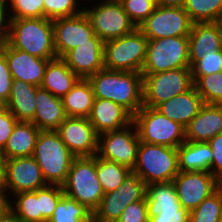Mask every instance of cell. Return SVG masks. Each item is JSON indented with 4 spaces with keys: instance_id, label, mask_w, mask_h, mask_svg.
I'll use <instances>...</instances> for the list:
<instances>
[{
    "instance_id": "6da1fadb",
    "label": "cell",
    "mask_w": 222,
    "mask_h": 222,
    "mask_svg": "<svg viewBox=\"0 0 222 222\" xmlns=\"http://www.w3.org/2000/svg\"><path fill=\"white\" fill-rule=\"evenodd\" d=\"M87 79L95 98L111 100L133 116L143 106V76L139 72L103 68Z\"/></svg>"
},
{
    "instance_id": "7a4b0ae2",
    "label": "cell",
    "mask_w": 222,
    "mask_h": 222,
    "mask_svg": "<svg viewBox=\"0 0 222 222\" xmlns=\"http://www.w3.org/2000/svg\"><path fill=\"white\" fill-rule=\"evenodd\" d=\"M6 42L38 58L52 60L57 57L52 20L45 17L12 19Z\"/></svg>"
},
{
    "instance_id": "3957f363",
    "label": "cell",
    "mask_w": 222,
    "mask_h": 222,
    "mask_svg": "<svg viewBox=\"0 0 222 222\" xmlns=\"http://www.w3.org/2000/svg\"><path fill=\"white\" fill-rule=\"evenodd\" d=\"M47 184L62 186L75 156L61 140L57 131H40L34 153Z\"/></svg>"
},
{
    "instance_id": "277c9868",
    "label": "cell",
    "mask_w": 222,
    "mask_h": 222,
    "mask_svg": "<svg viewBox=\"0 0 222 222\" xmlns=\"http://www.w3.org/2000/svg\"><path fill=\"white\" fill-rule=\"evenodd\" d=\"M132 170L146 185L173 181L180 172L177 148L140 141Z\"/></svg>"
},
{
    "instance_id": "5b68a950",
    "label": "cell",
    "mask_w": 222,
    "mask_h": 222,
    "mask_svg": "<svg viewBox=\"0 0 222 222\" xmlns=\"http://www.w3.org/2000/svg\"><path fill=\"white\" fill-rule=\"evenodd\" d=\"M62 188L66 196L93 212L105 194L96 174L95 156L75 157Z\"/></svg>"
},
{
    "instance_id": "8992f818",
    "label": "cell",
    "mask_w": 222,
    "mask_h": 222,
    "mask_svg": "<svg viewBox=\"0 0 222 222\" xmlns=\"http://www.w3.org/2000/svg\"><path fill=\"white\" fill-rule=\"evenodd\" d=\"M139 139L149 144L178 148L185 142L186 128L156 108L142 106L133 116Z\"/></svg>"
},
{
    "instance_id": "52a82bcc",
    "label": "cell",
    "mask_w": 222,
    "mask_h": 222,
    "mask_svg": "<svg viewBox=\"0 0 222 222\" xmlns=\"http://www.w3.org/2000/svg\"><path fill=\"white\" fill-rule=\"evenodd\" d=\"M148 38L136 28L132 33L104 42V67L108 70L141 73Z\"/></svg>"
},
{
    "instance_id": "ba28073f",
    "label": "cell",
    "mask_w": 222,
    "mask_h": 222,
    "mask_svg": "<svg viewBox=\"0 0 222 222\" xmlns=\"http://www.w3.org/2000/svg\"><path fill=\"white\" fill-rule=\"evenodd\" d=\"M63 195L62 186L48 184L36 191L11 196L9 210L20 222H48Z\"/></svg>"
},
{
    "instance_id": "9c48e42d",
    "label": "cell",
    "mask_w": 222,
    "mask_h": 222,
    "mask_svg": "<svg viewBox=\"0 0 222 222\" xmlns=\"http://www.w3.org/2000/svg\"><path fill=\"white\" fill-rule=\"evenodd\" d=\"M188 36L149 39L141 74L190 67Z\"/></svg>"
},
{
    "instance_id": "30bf717a",
    "label": "cell",
    "mask_w": 222,
    "mask_h": 222,
    "mask_svg": "<svg viewBox=\"0 0 222 222\" xmlns=\"http://www.w3.org/2000/svg\"><path fill=\"white\" fill-rule=\"evenodd\" d=\"M85 1L88 3L84 2L83 11L91 22L94 34L104 42L130 34L137 28L123 9L122 4L106 0Z\"/></svg>"
},
{
    "instance_id": "8fae6325",
    "label": "cell",
    "mask_w": 222,
    "mask_h": 222,
    "mask_svg": "<svg viewBox=\"0 0 222 222\" xmlns=\"http://www.w3.org/2000/svg\"><path fill=\"white\" fill-rule=\"evenodd\" d=\"M143 76V106L156 108L194 86L190 67Z\"/></svg>"
},
{
    "instance_id": "7c38bea8",
    "label": "cell",
    "mask_w": 222,
    "mask_h": 222,
    "mask_svg": "<svg viewBox=\"0 0 222 222\" xmlns=\"http://www.w3.org/2000/svg\"><path fill=\"white\" fill-rule=\"evenodd\" d=\"M146 188L147 185L138 174L130 170L118 189L103 195L93 211V222H116L130 203L146 197Z\"/></svg>"
},
{
    "instance_id": "4fadbf2b",
    "label": "cell",
    "mask_w": 222,
    "mask_h": 222,
    "mask_svg": "<svg viewBox=\"0 0 222 222\" xmlns=\"http://www.w3.org/2000/svg\"><path fill=\"white\" fill-rule=\"evenodd\" d=\"M139 135L134 123L116 130L98 135L97 156L133 169L139 148Z\"/></svg>"
},
{
    "instance_id": "5bb4252c",
    "label": "cell",
    "mask_w": 222,
    "mask_h": 222,
    "mask_svg": "<svg viewBox=\"0 0 222 222\" xmlns=\"http://www.w3.org/2000/svg\"><path fill=\"white\" fill-rule=\"evenodd\" d=\"M193 22L183 7L156 6L138 29L148 39L189 36Z\"/></svg>"
},
{
    "instance_id": "9a60e30c",
    "label": "cell",
    "mask_w": 222,
    "mask_h": 222,
    "mask_svg": "<svg viewBox=\"0 0 222 222\" xmlns=\"http://www.w3.org/2000/svg\"><path fill=\"white\" fill-rule=\"evenodd\" d=\"M46 185L48 184L33 156L6 159L4 194L8 198L20 192L36 191Z\"/></svg>"
},
{
    "instance_id": "2e32d148",
    "label": "cell",
    "mask_w": 222,
    "mask_h": 222,
    "mask_svg": "<svg viewBox=\"0 0 222 222\" xmlns=\"http://www.w3.org/2000/svg\"><path fill=\"white\" fill-rule=\"evenodd\" d=\"M172 183L175 186L180 205L189 212L222 186L216 177L205 171H180Z\"/></svg>"
},
{
    "instance_id": "e0dca14e",
    "label": "cell",
    "mask_w": 222,
    "mask_h": 222,
    "mask_svg": "<svg viewBox=\"0 0 222 222\" xmlns=\"http://www.w3.org/2000/svg\"><path fill=\"white\" fill-rule=\"evenodd\" d=\"M52 24L57 58H62L80 44L91 43V38L95 35L84 11L74 16L56 18Z\"/></svg>"
},
{
    "instance_id": "ac0fdd59",
    "label": "cell",
    "mask_w": 222,
    "mask_h": 222,
    "mask_svg": "<svg viewBox=\"0 0 222 222\" xmlns=\"http://www.w3.org/2000/svg\"><path fill=\"white\" fill-rule=\"evenodd\" d=\"M75 157L97 155L98 134L86 117H67L56 130Z\"/></svg>"
},
{
    "instance_id": "d6986e66",
    "label": "cell",
    "mask_w": 222,
    "mask_h": 222,
    "mask_svg": "<svg viewBox=\"0 0 222 222\" xmlns=\"http://www.w3.org/2000/svg\"><path fill=\"white\" fill-rule=\"evenodd\" d=\"M0 51L5 55L13 79L41 87L48 59L32 56L7 42L0 43Z\"/></svg>"
},
{
    "instance_id": "ffe728a7",
    "label": "cell",
    "mask_w": 222,
    "mask_h": 222,
    "mask_svg": "<svg viewBox=\"0 0 222 222\" xmlns=\"http://www.w3.org/2000/svg\"><path fill=\"white\" fill-rule=\"evenodd\" d=\"M62 59L82 79L96 74L104 67V41L97 35L91 43H83L67 52Z\"/></svg>"
},
{
    "instance_id": "44dd1931",
    "label": "cell",
    "mask_w": 222,
    "mask_h": 222,
    "mask_svg": "<svg viewBox=\"0 0 222 222\" xmlns=\"http://www.w3.org/2000/svg\"><path fill=\"white\" fill-rule=\"evenodd\" d=\"M88 118L98 135L123 129L133 123V115L127 109L101 98H95Z\"/></svg>"
},
{
    "instance_id": "7402d4cb",
    "label": "cell",
    "mask_w": 222,
    "mask_h": 222,
    "mask_svg": "<svg viewBox=\"0 0 222 222\" xmlns=\"http://www.w3.org/2000/svg\"><path fill=\"white\" fill-rule=\"evenodd\" d=\"M220 133H222V104H204L186 127L185 141L208 142Z\"/></svg>"
},
{
    "instance_id": "603a6c76",
    "label": "cell",
    "mask_w": 222,
    "mask_h": 222,
    "mask_svg": "<svg viewBox=\"0 0 222 222\" xmlns=\"http://www.w3.org/2000/svg\"><path fill=\"white\" fill-rule=\"evenodd\" d=\"M204 101L193 86L190 90L159 104L156 109L185 128L196 117Z\"/></svg>"
},
{
    "instance_id": "cb8c5ba5",
    "label": "cell",
    "mask_w": 222,
    "mask_h": 222,
    "mask_svg": "<svg viewBox=\"0 0 222 222\" xmlns=\"http://www.w3.org/2000/svg\"><path fill=\"white\" fill-rule=\"evenodd\" d=\"M36 105L32 123L40 131H56L67 118L62 98L41 87L36 89Z\"/></svg>"
},
{
    "instance_id": "d4e9b609",
    "label": "cell",
    "mask_w": 222,
    "mask_h": 222,
    "mask_svg": "<svg viewBox=\"0 0 222 222\" xmlns=\"http://www.w3.org/2000/svg\"><path fill=\"white\" fill-rule=\"evenodd\" d=\"M188 39L190 66L203 54L222 50V34L216 22L193 23Z\"/></svg>"
},
{
    "instance_id": "484cf974",
    "label": "cell",
    "mask_w": 222,
    "mask_h": 222,
    "mask_svg": "<svg viewBox=\"0 0 222 222\" xmlns=\"http://www.w3.org/2000/svg\"><path fill=\"white\" fill-rule=\"evenodd\" d=\"M22 80L13 79L11 93L4 104L18 121L32 122L36 113V89Z\"/></svg>"
},
{
    "instance_id": "4316f807",
    "label": "cell",
    "mask_w": 222,
    "mask_h": 222,
    "mask_svg": "<svg viewBox=\"0 0 222 222\" xmlns=\"http://www.w3.org/2000/svg\"><path fill=\"white\" fill-rule=\"evenodd\" d=\"M79 79L62 58L56 57L48 61L41 88L62 98Z\"/></svg>"
},
{
    "instance_id": "83f0119b",
    "label": "cell",
    "mask_w": 222,
    "mask_h": 222,
    "mask_svg": "<svg viewBox=\"0 0 222 222\" xmlns=\"http://www.w3.org/2000/svg\"><path fill=\"white\" fill-rule=\"evenodd\" d=\"M40 130L32 122L18 121L3 148L5 159L31 157Z\"/></svg>"
},
{
    "instance_id": "f1b7e54d",
    "label": "cell",
    "mask_w": 222,
    "mask_h": 222,
    "mask_svg": "<svg viewBox=\"0 0 222 222\" xmlns=\"http://www.w3.org/2000/svg\"><path fill=\"white\" fill-rule=\"evenodd\" d=\"M179 171L210 172L213 153L208 142L185 141L177 148Z\"/></svg>"
},
{
    "instance_id": "f546056e",
    "label": "cell",
    "mask_w": 222,
    "mask_h": 222,
    "mask_svg": "<svg viewBox=\"0 0 222 222\" xmlns=\"http://www.w3.org/2000/svg\"><path fill=\"white\" fill-rule=\"evenodd\" d=\"M95 95L88 79L80 78L72 89L62 97L67 117H86L92 111Z\"/></svg>"
},
{
    "instance_id": "4dcf8cb0",
    "label": "cell",
    "mask_w": 222,
    "mask_h": 222,
    "mask_svg": "<svg viewBox=\"0 0 222 222\" xmlns=\"http://www.w3.org/2000/svg\"><path fill=\"white\" fill-rule=\"evenodd\" d=\"M145 199L149 219L158 215L161 208L182 207L172 181L148 184Z\"/></svg>"
},
{
    "instance_id": "1f68e13d",
    "label": "cell",
    "mask_w": 222,
    "mask_h": 222,
    "mask_svg": "<svg viewBox=\"0 0 222 222\" xmlns=\"http://www.w3.org/2000/svg\"><path fill=\"white\" fill-rule=\"evenodd\" d=\"M48 222H93V212L64 194Z\"/></svg>"
},
{
    "instance_id": "d6a6232c",
    "label": "cell",
    "mask_w": 222,
    "mask_h": 222,
    "mask_svg": "<svg viewBox=\"0 0 222 222\" xmlns=\"http://www.w3.org/2000/svg\"><path fill=\"white\" fill-rule=\"evenodd\" d=\"M96 174L104 193L118 189L131 170L127 166L102 159L95 155Z\"/></svg>"
},
{
    "instance_id": "836d02e7",
    "label": "cell",
    "mask_w": 222,
    "mask_h": 222,
    "mask_svg": "<svg viewBox=\"0 0 222 222\" xmlns=\"http://www.w3.org/2000/svg\"><path fill=\"white\" fill-rule=\"evenodd\" d=\"M183 8L193 23L216 22L222 13V0H186Z\"/></svg>"
},
{
    "instance_id": "e575fe53",
    "label": "cell",
    "mask_w": 222,
    "mask_h": 222,
    "mask_svg": "<svg viewBox=\"0 0 222 222\" xmlns=\"http://www.w3.org/2000/svg\"><path fill=\"white\" fill-rule=\"evenodd\" d=\"M222 215V186L190 211L189 222H219Z\"/></svg>"
},
{
    "instance_id": "d590c367",
    "label": "cell",
    "mask_w": 222,
    "mask_h": 222,
    "mask_svg": "<svg viewBox=\"0 0 222 222\" xmlns=\"http://www.w3.org/2000/svg\"><path fill=\"white\" fill-rule=\"evenodd\" d=\"M194 86L205 104H222V71L201 76Z\"/></svg>"
},
{
    "instance_id": "8d00e7d4",
    "label": "cell",
    "mask_w": 222,
    "mask_h": 222,
    "mask_svg": "<svg viewBox=\"0 0 222 222\" xmlns=\"http://www.w3.org/2000/svg\"><path fill=\"white\" fill-rule=\"evenodd\" d=\"M44 17L54 20L56 18L70 17L80 14L84 10V0H43ZM81 3V4H80Z\"/></svg>"
},
{
    "instance_id": "74e56055",
    "label": "cell",
    "mask_w": 222,
    "mask_h": 222,
    "mask_svg": "<svg viewBox=\"0 0 222 222\" xmlns=\"http://www.w3.org/2000/svg\"><path fill=\"white\" fill-rule=\"evenodd\" d=\"M11 19L44 18L43 0H9Z\"/></svg>"
},
{
    "instance_id": "f35d334b",
    "label": "cell",
    "mask_w": 222,
    "mask_h": 222,
    "mask_svg": "<svg viewBox=\"0 0 222 222\" xmlns=\"http://www.w3.org/2000/svg\"><path fill=\"white\" fill-rule=\"evenodd\" d=\"M193 82L195 83L201 76L214 74L222 71V50L216 53H205L191 66Z\"/></svg>"
},
{
    "instance_id": "ab89813d",
    "label": "cell",
    "mask_w": 222,
    "mask_h": 222,
    "mask_svg": "<svg viewBox=\"0 0 222 222\" xmlns=\"http://www.w3.org/2000/svg\"><path fill=\"white\" fill-rule=\"evenodd\" d=\"M121 4L137 28L153 13L156 7L154 0H125Z\"/></svg>"
},
{
    "instance_id": "60d3db41",
    "label": "cell",
    "mask_w": 222,
    "mask_h": 222,
    "mask_svg": "<svg viewBox=\"0 0 222 222\" xmlns=\"http://www.w3.org/2000/svg\"><path fill=\"white\" fill-rule=\"evenodd\" d=\"M116 222H149L146 199L130 203Z\"/></svg>"
},
{
    "instance_id": "b9f144b4",
    "label": "cell",
    "mask_w": 222,
    "mask_h": 222,
    "mask_svg": "<svg viewBox=\"0 0 222 222\" xmlns=\"http://www.w3.org/2000/svg\"><path fill=\"white\" fill-rule=\"evenodd\" d=\"M190 212L183 207L161 208L160 213L149 219V222H189Z\"/></svg>"
},
{
    "instance_id": "7bdbcfd3",
    "label": "cell",
    "mask_w": 222,
    "mask_h": 222,
    "mask_svg": "<svg viewBox=\"0 0 222 222\" xmlns=\"http://www.w3.org/2000/svg\"><path fill=\"white\" fill-rule=\"evenodd\" d=\"M17 122L6 106L0 107V149L3 150Z\"/></svg>"
},
{
    "instance_id": "ee69618b",
    "label": "cell",
    "mask_w": 222,
    "mask_h": 222,
    "mask_svg": "<svg viewBox=\"0 0 222 222\" xmlns=\"http://www.w3.org/2000/svg\"><path fill=\"white\" fill-rule=\"evenodd\" d=\"M13 78L5 55L0 51V102L4 105L11 93Z\"/></svg>"
},
{
    "instance_id": "f6af8a7d",
    "label": "cell",
    "mask_w": 222,
    "mask_h": 222,
    "mask_svg": "<svg viewBox=\"0 0 222 222\" xmlns=\"http://www.w3.org/2000/svg\"><path fill=\"white\" fill-rule=\"evenodd\" d=\"M208 143L213 153L210 173L222 183V133L214 136Z\"/></svg>"
},
{
    "instance_id": "bcb514c9",
    "label": "cell",
    "mask_w": 222,
    "mask_h": 222,
    "mask_svg": "<svg viewBox=\"0 0 222 222\" xmlns=\"http://www.w3.org/2000/svg\"><path fill=\"white\" fill-rule=\"evenodd\" d=\"M9 0H0V43L8 40L11 27Z\"/></svg>"
},
{
    "instance_id": "7dc6e473",
    "label": "cell",
    "mask_w": 222,
    "mask_h": 222,
    "mask_svg": "<svg viewBox=\"0 0 222 222\" xmlns=\"http://www.w3.org/2000/svg\"><path fill=\"white\" fill-rule=\"evenodd\" d=\"M156 6L184 7L186 0H154Z\"/></svg>"
},
{
    "instance_id": "c3c4849f",
    "label": "cell",
    "mask_w": 222,
    "mask_h": 222,
    "mask_svg": "<svg viewBox=\"0 0 222 222\" xmlns=\"http://www.w3.org/2000/svg\"><path fill=\"white\" fill-rule=\"evenodd\" d=\"M9 210V198L0 192V220L8 213Z\"/></svg>"
},
{
    "instance_id": "681fc988",
    "label": "cell",
    "mask_w": 222,
    "mask_h": 222,
    "mask_svg": "<svg viewBox=\"0 0 222 222\" xmlns=\"http://www.w3.org/2000/svg\"><path fill=\"white\" fill-rule=\"evenodd\" d=\"M5 156L4 153L2 151V149H0V192L4 193V183H5Z\"/></svg>"
},
{
    "instance_id": "f907efd6",
    "label": "cell",
    "mask_w": 222,
    "mask_h": 222,
    "mask_svg": "<svg viewBox=\"0 0 222 222\" xmlns=\"http://www.w3.org/2000/svg\"><path fill=\"white\" fill-rule=\"evenodd\" d=\"M0 222H20L11 212H8Z\"/></svg>"
},
{
    "instance_id": "816d5d0a",
    "label": "cell",
    "mask_w": 222,
    "mask_h": 222,
    "mask_svg": "<svg viewBox=\"0 0 222 222\" xmlns=\"http://www.w3.org/2000/svg\"><path fill=\"white\" fill-rule=\"evenodd\" d=\"M216 23L219 27L220 33L222 34V13L218 16Z\"/></svg>"
},
{
    "instance_id": "f5cc1de1",
    "label": "cell",
    "mask_w": 222,
    "mask_h": 222,
    "mask_svg": "<svg viewBox=\"0 0 222 222\" xmlns=\"http://www.w3.org/2000/svg\"><path fill=\"white\" fill-rule=\"evenodd\" d=\"M106 1L111 2V3L121 4V3H123L125 0H106Z\"/></svg>"
}]
</instances>
